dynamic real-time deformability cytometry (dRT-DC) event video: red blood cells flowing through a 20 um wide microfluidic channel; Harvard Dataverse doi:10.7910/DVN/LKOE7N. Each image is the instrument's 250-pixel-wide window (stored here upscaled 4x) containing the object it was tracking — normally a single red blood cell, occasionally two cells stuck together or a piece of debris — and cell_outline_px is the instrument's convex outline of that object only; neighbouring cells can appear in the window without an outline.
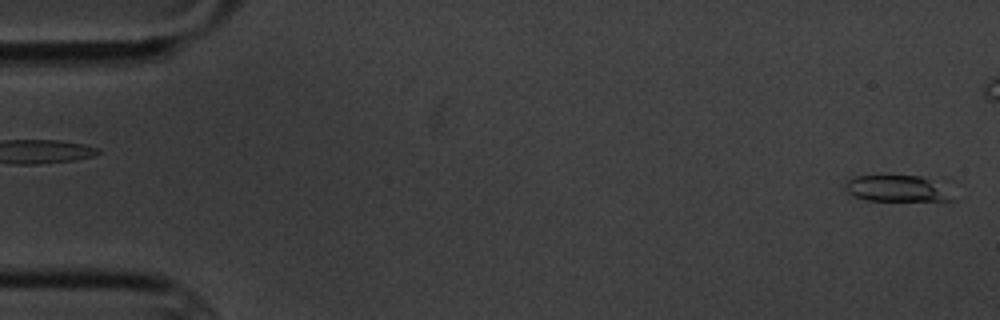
{"species": "common noctule bat (a hibernating species)", "species_latin": "Nyctalus noctula", "temperature_condition": "cold", "stored_images_in_passage": 5, "camera_frame_rate_fps": 3000, "um_per_image_px": 0.085, "animal": {"sex": "male", "body_mass_g": 20.1, "forearm_length_mm": 53.5}, "frame": {"image": 1, "passage_image": 1, "time_ms": 0.0, "image_size_px": [1000, 320], "cell_outline_px": [[956, 200], [868, 200], [856, 196], [848, 192], [844, 188], [844, 184], [848, 180], [856, 176], [920, 176], [928, 180]], "centroid_in_image_um": [76.08, 16.02], "position_along_channel_um": 8.9, "area_um2": 15.37}}